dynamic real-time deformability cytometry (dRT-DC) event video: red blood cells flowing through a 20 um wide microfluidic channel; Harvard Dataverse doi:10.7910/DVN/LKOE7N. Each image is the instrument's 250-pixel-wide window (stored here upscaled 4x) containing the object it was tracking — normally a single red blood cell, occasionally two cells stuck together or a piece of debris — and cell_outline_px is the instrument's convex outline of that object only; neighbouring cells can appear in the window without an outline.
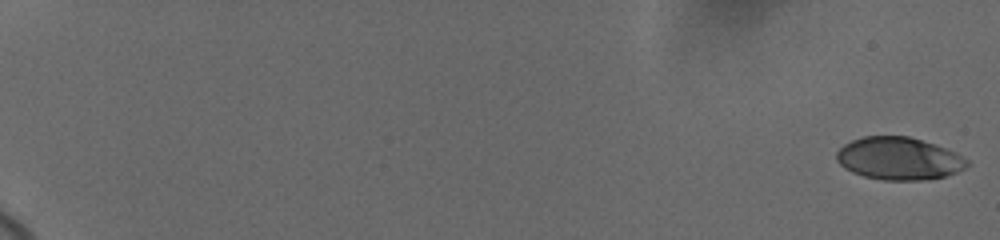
{"species": "human", "species_latin": "Homo sapiens", "temperature_condition": "cold", "stored_images_in_passage": 30, "camera_frame_rate_fps": 3000, "um_per_image_px": 0.085, "donor": {"sex": "female"}, "frame": {"image": 1, "passage_image": 1, "time_ms": 0.0, "image_size_px": [1000, 240], "cell_outline_px": [[968, 164], [964, 168], [956, 172], [944, 176], [924, 180], [884, 180], [864, 176], [852, 172], [844, 168], [836, 160], [836, 152], [844, 144], [852, 140], [864, 136], [908, 136], [956, 152], [968, 160]], "centroid_in_image_um": [76.37, 13.48], "position_along_channel_um": 8.6, "area_um2": 32.14}}
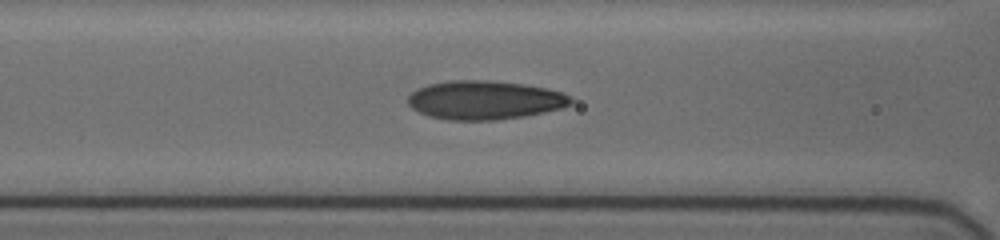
{"frame": {"image": 2, "passage_image": 22, "time_ms": 9.333, "image_size_px": [1000, 240], "cell_outline_px": [[576, 100], [572, 104], [564, 108], [524, 116], [496, 120], [448, 120], [428, 116], [412, 108], [408, 104], [408, 96], [412, 92], [428, 84], [452, 80], [488, 80], [524, 84], [544, 88], [560, 92], [572, 96]], "centroid_in_image_um": [41.24, 8.51], "position_along_channel_um": 125.4, "area_um2": 36.93}}
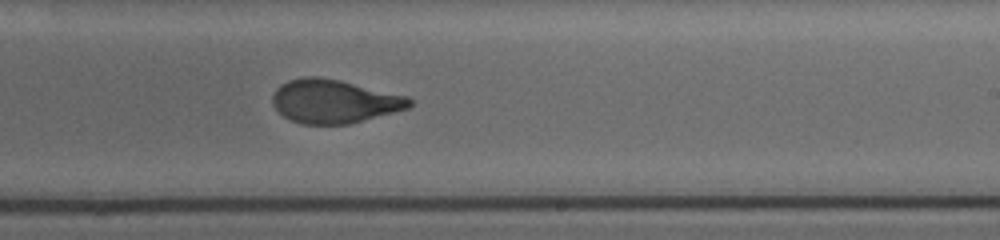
{"frame": {"image": 3, "passage_image": 30, "time_ms": 13.0, "image_size_px": [1000, 240], "cell_outline_px": [[416, 100], [408, 108], [348, 124], [304, 124], [292, 120], [284, 116], [272, 104], [272, 96], [276, 88], [280, 84], [288, 80], [304, 76], [320, 76], [340, 80], [408, 96]], "centroid_in_image_um": [28.4, 8.59], "position_along_channel_um": 260.6, "area_um2": 34.8}}